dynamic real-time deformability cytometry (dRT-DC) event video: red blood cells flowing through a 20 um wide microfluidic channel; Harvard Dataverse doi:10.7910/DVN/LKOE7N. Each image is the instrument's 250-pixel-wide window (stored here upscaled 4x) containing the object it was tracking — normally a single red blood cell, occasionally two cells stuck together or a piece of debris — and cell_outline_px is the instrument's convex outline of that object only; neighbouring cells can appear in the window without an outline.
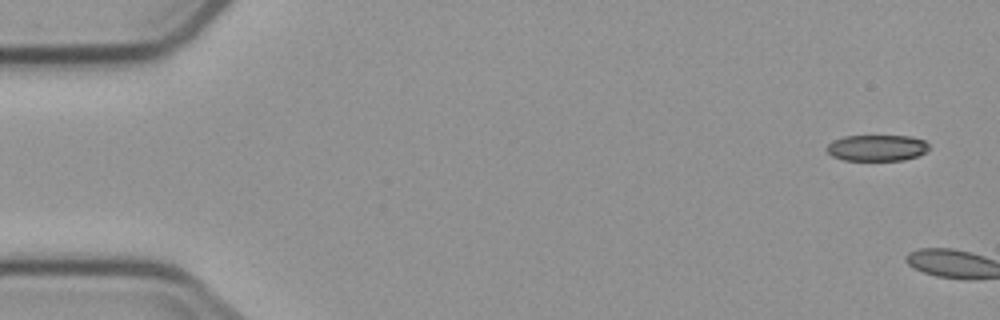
{"species": "common noctule bat (a hibernating species)", "species_latin": "Nyctalus noctula", "temperature_condition": "cold", "stored_images_in_passage": 2, "camera_frame_rate_fps": 3000, "um_per_image_px": 0.085, "animal": {"sex": "male", "body_mass_g": 23.1, "forearm_length_mm": 52.7}, "frame": {"image": 1, "passage_image": 1, "time_ms": 0.0, "image_size_px": [1000, 320], "cell_outline_px": [[928, 152], [904, 160], [844, 160], [832, 156], [824, 148], [832, 140], [844, 136], [912, 136], [924, 140], [928, 144]], "centroid_in_image_um": [74.53, 12.56], "position_along_channel_um": 10.5, "area_um2": 15.72}}